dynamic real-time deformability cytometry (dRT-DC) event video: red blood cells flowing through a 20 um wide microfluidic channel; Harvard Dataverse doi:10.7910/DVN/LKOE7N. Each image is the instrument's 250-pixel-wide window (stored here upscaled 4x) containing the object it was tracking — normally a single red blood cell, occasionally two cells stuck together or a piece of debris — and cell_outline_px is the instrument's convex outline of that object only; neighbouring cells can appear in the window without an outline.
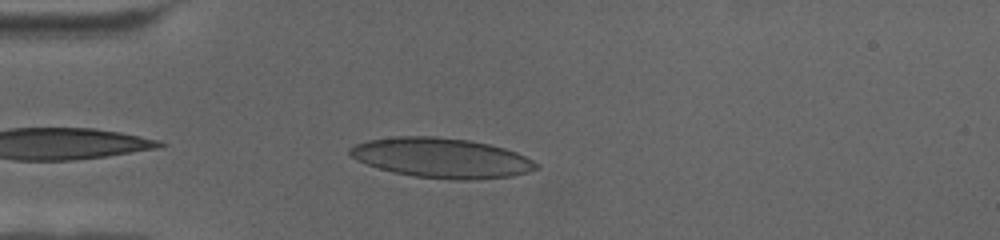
{"species": "human", "species_latin": "Homo sapiens", "temperature_condition": "cold", "stored_images_in_passage": 43, "camera_frame_rate_fps": 3000, "um_per_image_px": 0.085, "donor": {"sex": "female"}, "frame": {"image": 1, "passage_image": 3, "time_ms": 0.667, "image_size_px": [1000, 240], "cell_outline_px": [[540, 168], [528, 172], [512, 176], [472, 180], [452, 180], [416, 176], [392, 172], [356, 160], [348, 152], [348, 148], [356, 144], [368, 140], [396, 136], [436, 136], [468, 140], [488, 144], [504, 148], [516, 152], [540, 164]], "centroid_in_image_um": [37.55, 13.42], "position_along_channel_um": 47.5, "area_um2": 43.29}}
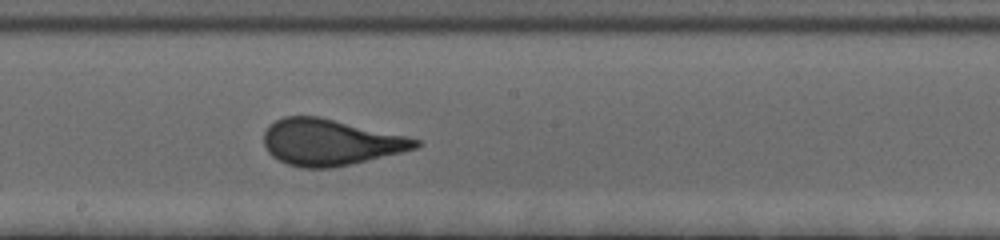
{"frame": {"image": 2, "passage_image": 22, "time_ms": 7.0, "image_size_px": [1000, 240], "cell_outline_px": [[420, 144], [416, 148], [400, 152], [332, 168], [300, 168], [288, 164], [272, 156], [268, 152], [264, 144], [264, 132], [268, 124], [284, 116], [320, 116], [404, 136], [420, 140]], "centroid_in_image_um": [28.0, 12.08], "position_along_channel_um": 220.2, "area_um2": 40.46}}
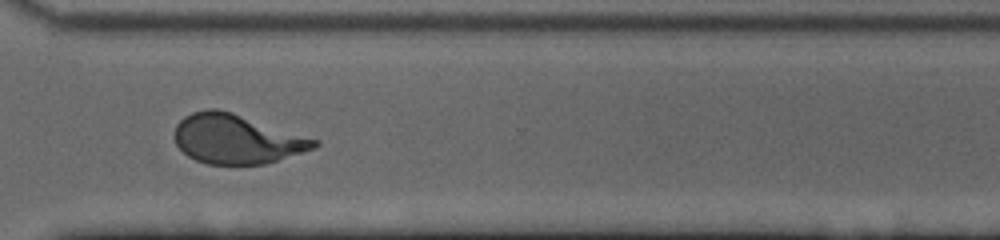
{"frame": {"image": 3, "passage_image": 35, "time_ms": 11.333, "image_size_px": [1000, 240], "cell_outline_px": [[320, 144], [316, 148], [264, 164], [208, 164], [196, 160], [188, 156], [176, 144], [176, 124], [184, 116], [192, 112], [208, 108], [216, 108], [232, 112], [320, 140]], "centroid_in_image_um": [20.13, 11.81], "position_along_channel_um": 350.5, "area_um2": 40.06}}